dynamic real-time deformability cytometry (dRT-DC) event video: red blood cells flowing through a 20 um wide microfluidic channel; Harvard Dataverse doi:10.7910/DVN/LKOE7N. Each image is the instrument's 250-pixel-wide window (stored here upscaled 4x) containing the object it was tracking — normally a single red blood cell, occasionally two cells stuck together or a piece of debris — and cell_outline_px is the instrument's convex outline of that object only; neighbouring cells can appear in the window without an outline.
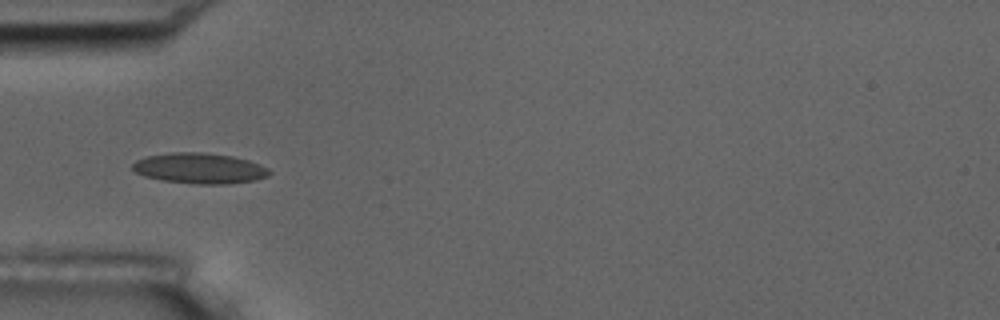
{"species": "common noctule bat (a hibernating species)", "species_latin": "Nyctalus noctula", "temperature_condition": "room temperature", "stored_images_in_passage": 6, "camera_frame_rate_fps": 3000, "um_per_image_px": 0.085, "animal": {"sex": "male", "body_mass_g": 17.5, "forearm_length_mm": 52.3}, "frame": {"image": 1, "passage_image": 4, "time_ms": 4.333, "image_size_px": [1000, 320], "cell_outline_px": [[272, 172], [268, 176], [256, 180], [224, 184], [192, 184], [160, 180], [144, 176], [136, 172], [132, 168], [132, 164], [136, 160], [144, 156], [172, 152], [204, 152], [232, 156], [248, 160], [260, 164], [268, 168]], "centroid_in_image_um": [16.95, 14.3], "position_along_channel_um": 68.0, "area_um2": 24.62}}